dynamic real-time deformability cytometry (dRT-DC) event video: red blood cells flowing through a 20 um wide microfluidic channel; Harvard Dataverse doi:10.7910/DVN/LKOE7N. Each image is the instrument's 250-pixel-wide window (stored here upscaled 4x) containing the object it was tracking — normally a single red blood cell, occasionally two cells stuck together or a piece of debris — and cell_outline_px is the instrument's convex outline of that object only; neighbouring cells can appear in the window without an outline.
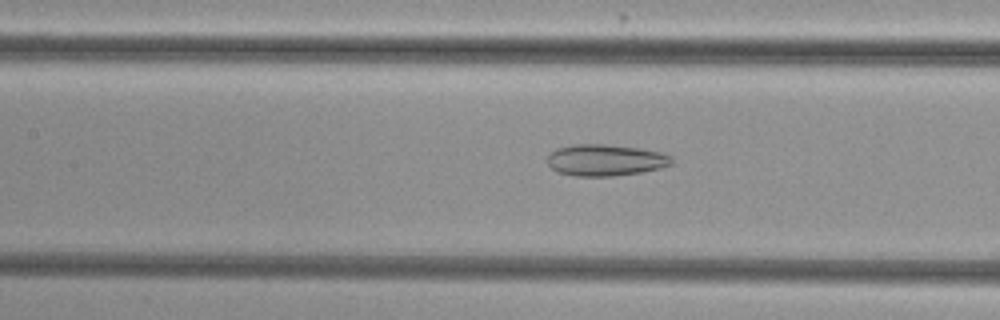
{"species": "common noctule bat (a hibernating species)", "species_latin": "Nyctalus noctula", "temperature_condition": "cold", "stored_images_in_passage": 49, "camera_frame_rate_fps": 3000, "um_per_image_px": 0.085, "animal": {"sex": "female", "body_mass_g": 29.2, "forearm_length_mm": 56.3}, "frame": {"image": 1, "passage_image": 20, "time_ms": 6.333, "image_size_px": [1000, 320], "cell_outline_px": [[672, 164], [660, 168], [640, 172], [612, 176], [576, 176], [556, 172], [548, 164], [548, 156], [556, 148], [572, 144], [604, 144], [640, 148], [664, 152], [672, 156]], "centroid_in_image_um": [51.47, 13.6], "position_along_channel_um": 155.9, "area_um2": 22.95}}
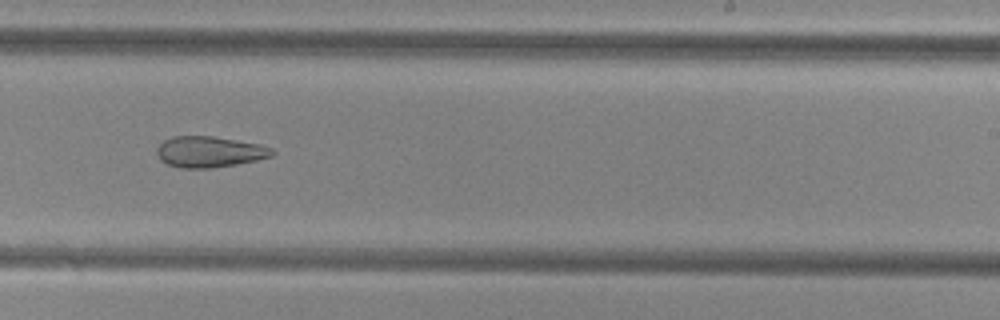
{"frame": {"image": 2, "passage_image": 29, "time_ms": 9.333, "image_size_px": [1000, 320], "cell_outline_px": [[276, 152], [272, 156], [256, 160], [236, 164], [212, 168], [180, 168], [168, 164], [160, 160], [156, 152], [156, 148], [164, 140], [172, 136], [212, 136], [260, 144], [272, 148]], "centroid_in_image_um": [17.79, 12.9], "position_along_channel_um": 271.2, "area_um2": 20.87}}
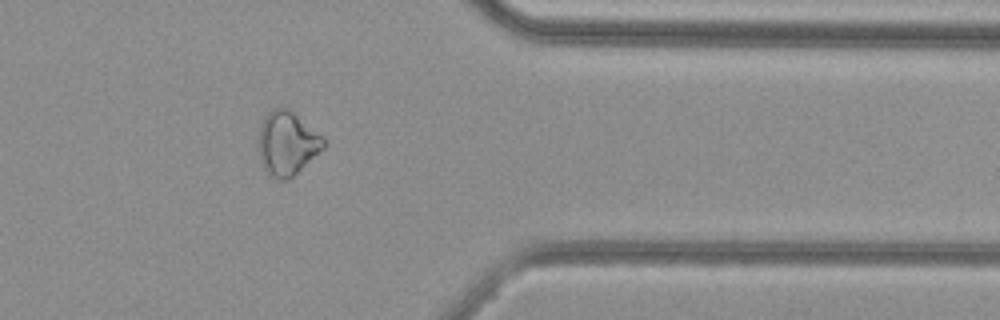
{"frame": {"image": 3, "passage_image": 39, "time_ms": 12.667, "image_size_px": [1000, 320], "cell_outline_px": [[328, 144], [324, 148], [288, 180], [280, 180], [272, 176], [260, 164], [256, 148], [256, 140], [260, 124], [268, 112], [272, 108], [288, 108], [328, 140]], "centroid_in_image_um": [24.37, 12.18], "position_along_channel_um": 387.0, "area_um2": 24.68}, "authors_computed_cell_mechanics": {"area_um2": 25.6632, "velocity_mm_per_s": 3.849, "shape_relaxation_time_tau1_ms": null, "shape_relaxation_time_tau2_ms": 6.8382, "deformation_change_tau1": null, "deformation_change_tau2": 0.168}}